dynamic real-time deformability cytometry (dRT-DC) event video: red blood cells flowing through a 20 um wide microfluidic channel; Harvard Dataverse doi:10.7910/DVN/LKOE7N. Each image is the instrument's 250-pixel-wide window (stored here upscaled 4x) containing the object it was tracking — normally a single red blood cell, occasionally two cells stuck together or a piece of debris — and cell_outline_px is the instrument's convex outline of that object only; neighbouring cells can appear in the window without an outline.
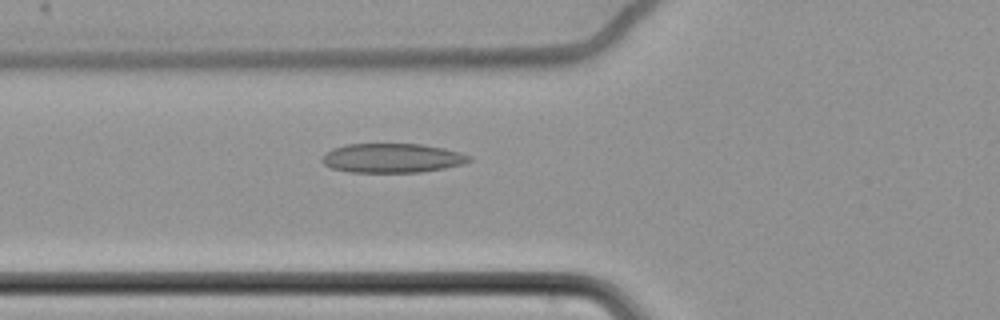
{"species": "common noctule bat (a hibernating species)", "species_latin": "Nyctalus noctula", "temperature_condition": "cold", "stored_images_in_passage": 52, "camera_frame_rate_fps": 3000, "um_per_image_px": 0.085, "animal": {"sex": "female", "body_mass_g": 22.7, "forearm_length_mm": 54.2}, "frame": {"image": 1, "passage_image": 15, "time_ms": 4.667, "image_size_px": [1000, 320], "cell_outline_px": [[472, 160], [464, 164], [444, 168], [420, 172], [348, 172], [332, 168], [324, 164], [320, 160], [324, 152], [332, 148], [348, 144], [420, 144], [444, 148], [460, 152], [472, 156]], "centroid_in_image_um": [33.33, 13.43], "position_along_channel_um": 92.5, "area_um2": 25.26}}
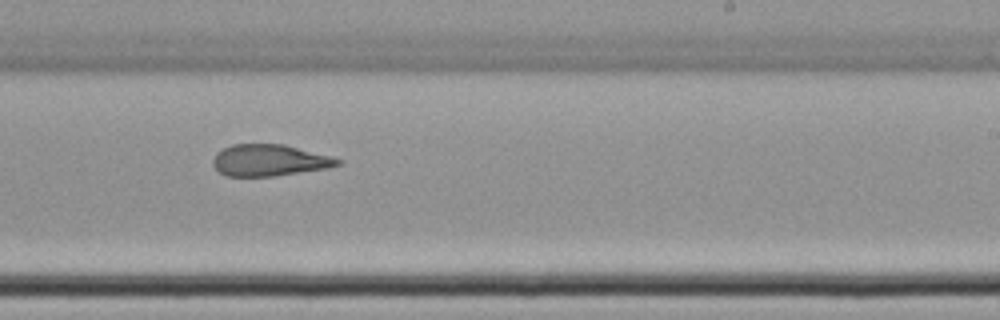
{"frame": {"image": 2, "passage_image": 30, "time_ms": 9.667, "image_size_px": [1000, 320], "cell_outline_px": [[344, 160], [340, 164], [328, 168], [272, 176], [228, 176], [220, 172], [212, 164], [212, 160], [216, 152], [232, 144], [284, 144], [332, 156]], "centroid_in_image_um": [22.91, 13.61], "position_along_channel_um": 266.1, "area_um2": 22.95}}
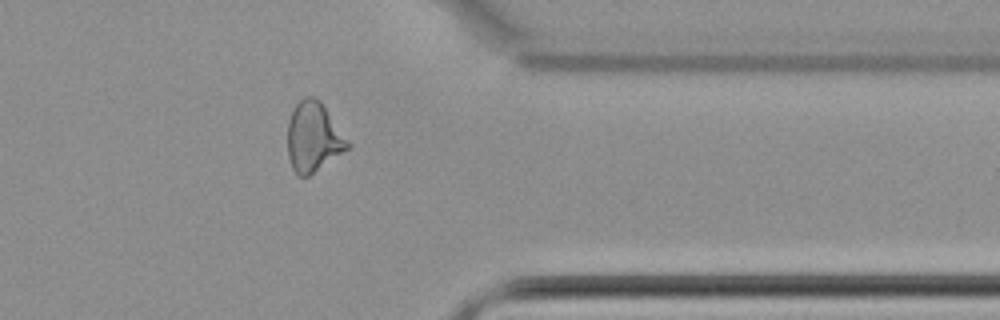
{"frame": {"image": 3, "passage_image": 41, "time_ms": 13.333, "image_size_px": [1000, 320], "cell_outline_px": [[352, 144], [348, 148], [308, 176], [296, 176], [292, 168], [288, 156], [288, 120], [292, 108], [304, 96], [312, 96], [320, 100]], "centroid_in_image_um": [26.63, 11.63], "position_along_channel_um": 384.8, "area_um2": 24.39}, "authors_computed_cell_mechanics": {"area_um2": 24.3627, "velocity_mm_per_s": 3.4744, "shape_relaxation_time_tau1_ms": null, "shape_relaxation_time_tau2_ms": 2.5741, "deformation_change_tau1": null, "deformation_change_tau2": 0.1116}}